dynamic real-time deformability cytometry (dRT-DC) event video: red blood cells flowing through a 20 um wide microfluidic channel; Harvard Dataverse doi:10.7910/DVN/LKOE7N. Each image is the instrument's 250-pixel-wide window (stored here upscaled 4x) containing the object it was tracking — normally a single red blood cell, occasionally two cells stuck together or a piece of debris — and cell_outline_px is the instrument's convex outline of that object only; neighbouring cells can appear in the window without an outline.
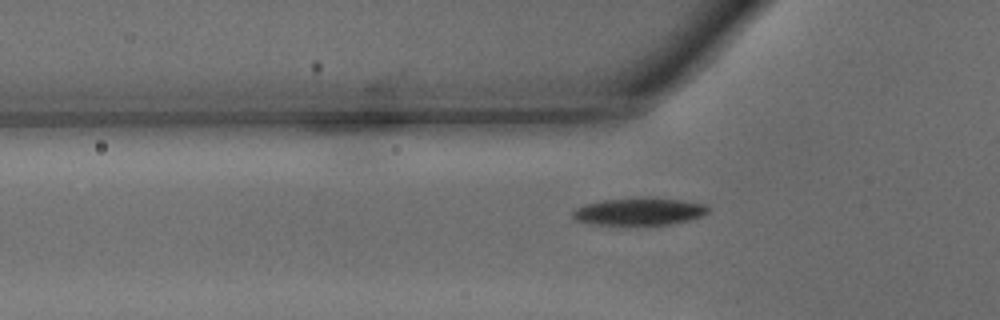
{"species": "common noctule bat (a hibernating species)", "species_latin": "Nyctalus noctula", "temperature_condition": "warm", "stored_images_in_passage": 26, "camera_frame_rate_fps": 3000, "um_per_image_px": 0.085, "animal": {"sex": "male", "body_mass_g": 15.6}, "frame": {"image": 1, "passage_image": 4, "time_ms": 1.0, "image_size_px": [1000, 320], "cell_outline_px": [[712, 208], [708, 212], [692, 220], [672, 224], [592, 224], [576, 220], [572, 216], [572, 212], [576, 208], [584, 204], [604, 200], [648, 196], [652, 196], [708, 204]], "centroid_in_image_um": [54.4, 17.95], "position_along_channel_um": 71.4, "area_um2": 21.91}}
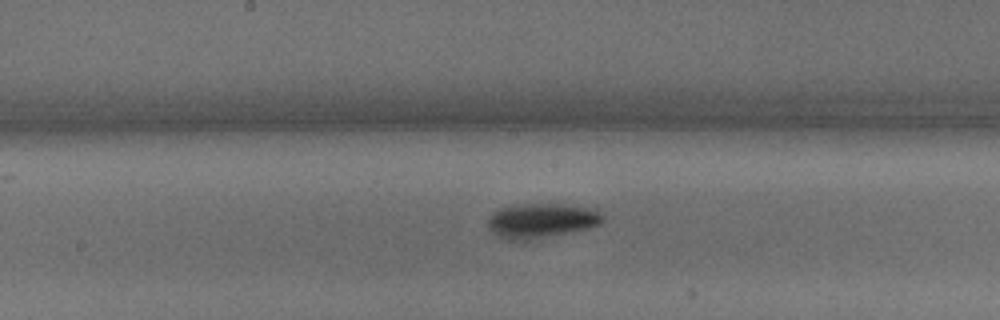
{"frame": {"image": 2, "passage_image": 13, "time_ms": 4.0, "image_size_px": [1000, 320], "cell_outline_px": [[604, 220], [600, 224], [588, 228], [568, 232], [524, 240], [508, 240], [492, 232], [488, 228], [488, 216], [492, 212], [500, 208], [512, 204], [572, 204], [596, 208], [604, 216]], "centroid_in_image_um": [46.03, 18.71], "position_along_channel_um": 202.2, "area_um2": 23.35}}
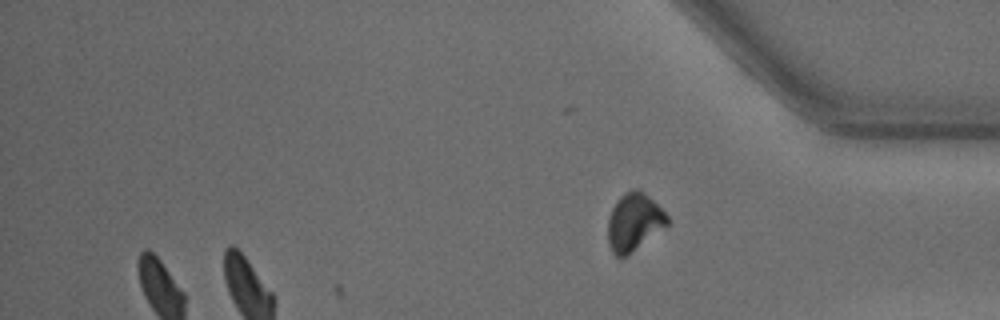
{"frame": {"image": 3, "passage_image": 26, "time_ms": 8.333, "image_size_px": [1000, 320], "cell_outline_px": [[668, 224], [624, 256], [616, 256], [612, 252], [608, 244], [608, 220], [612, 208], [616, 200], [624, 192], [632, 188], [636, 188], [644, 192], [668, 216]], "centroid_in_image_um": [53.85, 18.82], "position_along_channel_um": 381.3, "area_um2": 19.42}, "authors_computed_cell_mechanics": {"area_um2": 21.9351, "velocity_mm_per_s": 4.325, "shape_relaxation_time_tau1_ms": 2.1862, "shape_relaxation_time_tau2_ms": null, "deformation_change_tau1": 0.1444, "deformation_change_tau2": null}}